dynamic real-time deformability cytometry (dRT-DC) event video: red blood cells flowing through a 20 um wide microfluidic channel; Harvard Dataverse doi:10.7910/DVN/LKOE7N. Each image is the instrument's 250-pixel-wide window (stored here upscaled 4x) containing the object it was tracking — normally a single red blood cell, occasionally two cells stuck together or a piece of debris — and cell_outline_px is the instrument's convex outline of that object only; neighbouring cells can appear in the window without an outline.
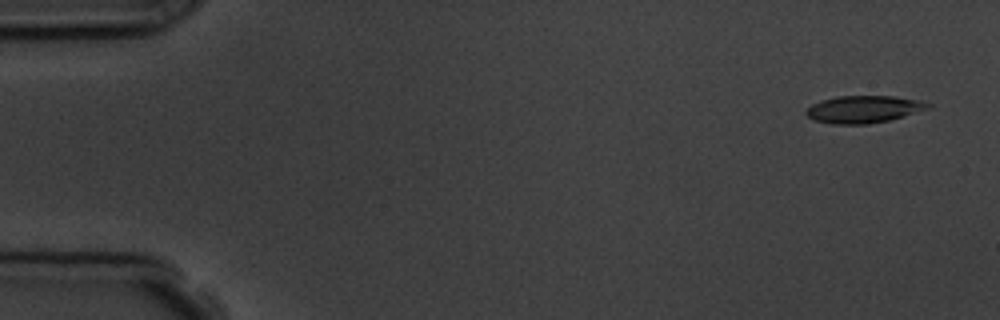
{"species": "common noctule bat (a hibernating species)", "species_latin": "Nyctalus noctula", "temperature_condition": "room temperature", "stored_images_in_passage": 3, "camera_frame_rate_fps": 3000, "um_per_image_px": 0.085, "animal": {"sex": "male", "body_mass_g": 19.5, "forearm_length_mm": 54.6}, "frame": {"image": 1, "passage_image": 1, "time_ms": 0.0, "image_size_px": [1000, 320], "cell_outline_px": [[932, 108], [888, 120], [868, 124], [832, 124], [816, 120], [808, 116], [804, 112], [812, 104], [820, 100], [836, 96], [896, 96], [920, 100], [932, 104]], "centroid_in_image_um": [73.43, 9.27], "position_along_channel_um": 11.6, "area_um2": 19.42}}